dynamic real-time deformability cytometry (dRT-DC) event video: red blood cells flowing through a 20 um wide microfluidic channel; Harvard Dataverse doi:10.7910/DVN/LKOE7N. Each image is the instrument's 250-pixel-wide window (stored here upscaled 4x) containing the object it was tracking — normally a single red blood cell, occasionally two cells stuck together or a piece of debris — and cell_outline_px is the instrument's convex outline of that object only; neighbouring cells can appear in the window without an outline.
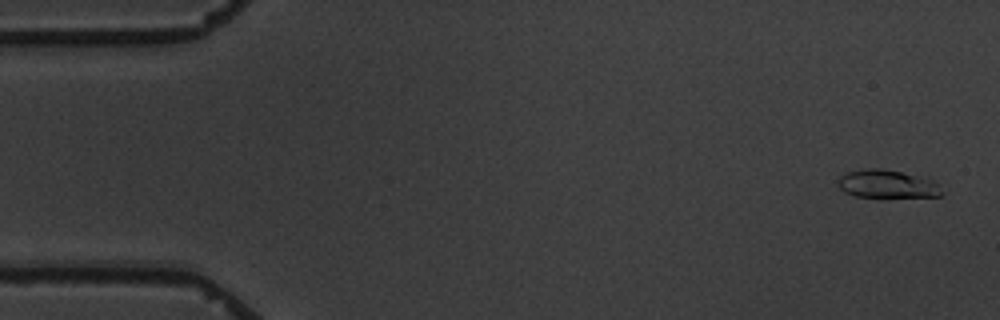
{"species": "common noctule bat (a hibernating species)", "species_latin": "Nyctalus noctula", "temperature_condition": "warm", "stored_images_in_passage": 5, "camera_frame_rate_fps": 3000, "um_per_image_px": 0.085, "animal": {"sex": "male", "body_mass_g": 19.5, "forearm_length_mm": 54.6}, "frame": {"image": 1, "passage_image": 1, "time_ms": 0.0, "image_size_px": [1000, 320], "cell_outline_px": [[944, 192], [940, 196], [856, 196], [844, 192], [840, 188], [836, 180], [840, 176], [848, 172], [864, 168], [884, 168], [916, 176], [928, 180], [936, 184]], "centroid_in_image_um": [75.32, 15.63], "position_along_channel_um": 9.7, "area_um2": 16.47}}